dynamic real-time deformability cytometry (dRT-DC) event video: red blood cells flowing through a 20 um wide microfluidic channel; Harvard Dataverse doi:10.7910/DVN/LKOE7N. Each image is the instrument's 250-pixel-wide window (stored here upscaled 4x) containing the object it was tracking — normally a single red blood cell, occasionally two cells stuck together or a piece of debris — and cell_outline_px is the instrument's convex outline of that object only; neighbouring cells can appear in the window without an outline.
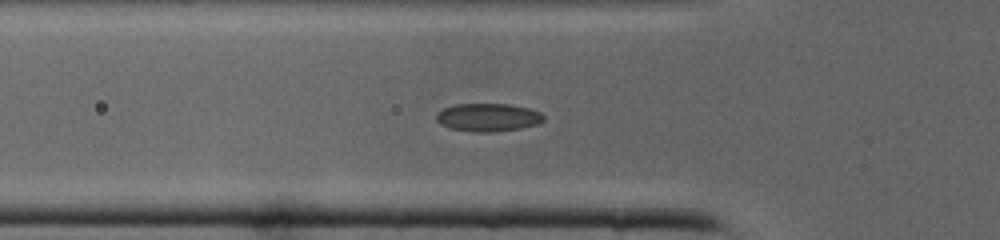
{"species": "common noctule bat (a hibernating species)", "species_latin": "Nyctalus noctula", "temperature_condition": "cold", "stored_images_in_passage": 32, "camera_frame_rate_fps": 3000, "um_per_image_px": 0.085, "animal": {"sex": "male", "body_mass_g": 19.0, "forearm_length_mm": 50.8}, "frame": {"image": 1, "passage_image": 4, "time_ms": 1.0, "image_size_px": [1000, 240], "cell_outline_px": [[544, 120], [536, 124], [520, 128], [492, 132], [472, 132], [448, 128], [440, 124], [436, 120], [436, 112], [444, 108], [456, 104], [508, 104], [528, 108], [540, 112], [544, 116]], "centroid_in_image_um": [41.44, 9.98], "position_along_channel_um": 84.4, "area_um2": 17.57}}
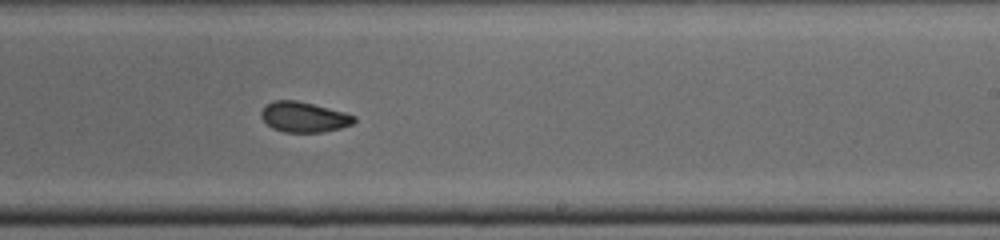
{"frame": {"image": 2, "passage_image": 15, "time_ms": 4.667, "image_size_px": [1000, 240], "cell_outline_px": [[356, 120], [352, 124], [340, 128], [324, 132], [284, 132], [272, 128], [260, 116], [260, 112], [272, 100], [296, 100], [344, 112], [356, 116]], "centroid_in_image_um": [25.83, 9.95], "position_along_channel_um": 263.2, "area_um2": 16.3}}
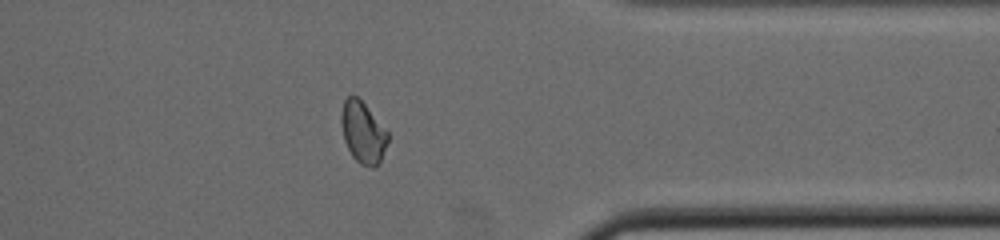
{"frame": {"image": 3, "passage_image": 23, "time_ms": 7.333, "image_size_px": [1000, 240], "cell_outline_px": [[388, 140], [380, 160], [372, 168], [368, 168], [360, 164], [352, 156], [344, 140], [340, 120], [340, 116], [344, 100], [352, 92], [364, 104], [388, 132]], "centroid_in_image_um": [30.81, 11.24], "position_along_channel_um": 380.6, "area_um2": 16.53}}